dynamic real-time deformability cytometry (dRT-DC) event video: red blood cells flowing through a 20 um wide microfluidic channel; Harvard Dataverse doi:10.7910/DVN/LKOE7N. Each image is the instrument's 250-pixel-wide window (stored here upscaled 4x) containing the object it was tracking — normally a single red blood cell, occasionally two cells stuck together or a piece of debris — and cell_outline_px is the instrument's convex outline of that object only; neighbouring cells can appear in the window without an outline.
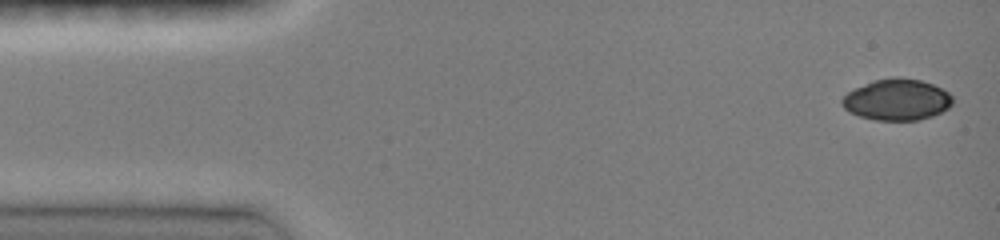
{"species": "common noctule bat (a hibernating species)", "species_latin": "Nyctalus noctula", "temperature_condition": "room temperature", "stored_images_in_passage": 7, "camera_frame_rate_fps": 3000, "um_per_image_px": 0.085, "animal": {"sex": "female", "body_mass_g": 19.0, "forearm_length_mm": 51.5}, "frame": {"image": 1, "passage_image": 1, "time_ms": 0.0, "image_size_px": [1000, 240], "cell_outline_px": [[952, 104], [948, 108], [932, 116], [916, 120], [876, 120], [860, 116], [848, 112], [840, 104], [840, 100], [848, 92], [872, 80], [892, 76], [896, 76], [920, 80], [932, 84], [948, 92], [952, 96]], "centroid_in_image_um": [76.21, 8.46], "position_along_channel_um": 8.8, "area_um2": 26.65}}
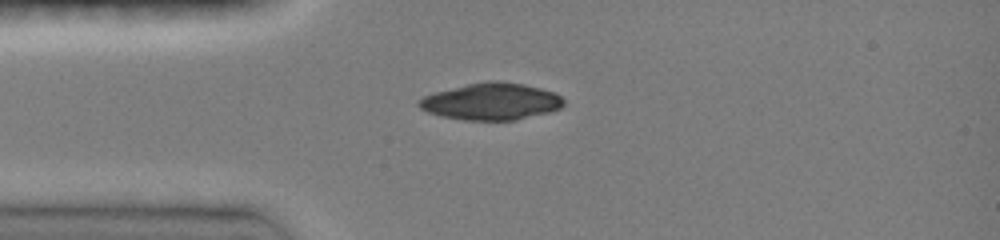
{"frame": {"image": 2, "passage_image": 6, "time_ms": 3.333, "image_size_px": [1000, 240], "cell_outline_px": [[564, 104], [560, 108], [552, 112], [516, 120], [464, 120], [440, 116], [428, 112], [420, 108], [416, 104], [416, 100], [424, 96], [436, 92], [468, 84], [488, 80], [496, 80], [524, 84], [540, 88], [552, 92], [560, 96], [564, 100]], "centroid_in_image_um": [41.75, 8.63], "position_along_channel_um": 43.2, "area_um2": 31.21}}